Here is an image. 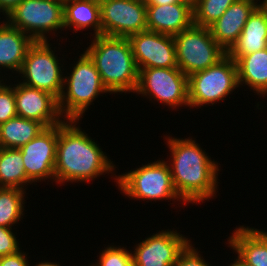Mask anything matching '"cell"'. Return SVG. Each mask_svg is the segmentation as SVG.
Here are the masks:
<instances>
[{"instance_id": "6da1fadb", "label": "cell", "mask_w": 267, "mask_h": 266, "mask_svg": "<svg viewBox=\"0 0 267 266\" xmlns=\"http://www.w3.org/2000/svg\"><path fill=\"white\" fill-rule=\"evenodd\" d=\"M77 123L79 120H64L58 124L55 183L60 186L65 182L85 183L116 172L106 152Z\"/></svg>"}, {"instance_id": "7a4b0ae2", "label": "cell", "mask_w": 267, "mask_h": 266, "mask_svg": "<svg viewBox=\"0 0 267 266\" xmlns=\"http://www.w3.org/2000/svg\"><path fill=\"white\" fill-rule=\"evenodd\" d=\"M171 136V137H170ZM171 152L169 168L178 196L187 204L204 203L218 192V162L212 161L196 140L164 137Z\"/></svg>"}, {"instance_id": "3957f363", "label": "cell", "mask_w": 267, "mask_h": 266, "mask_svg": "<svg viewBox=\"0 0 267 266\" xmlns=\"http://www.w3.org/2000/svg\"><path fill=\"white\" fill-rule=\"evenodd\" d=\"M85 52L94 61L104 87L110 94L135 92L137 68L128 37L98 35Z\"/></svg>"}, {"instance_id": "277c9868", "label": "cell", "mask_w": 267, "mask_h": 266, "mask_svg": "<svg viewBox=\"0 0 267 266\" xmlns=\"http://www.w3.org/2000/svg\"><path fill=\"white\" fill-rule=\"evenodd\" d=\"M72 65L71 73L63 80V90L58 99L59 110L65 120H81L85 111L101 94H108L102 84L94 61L83 51Z\"/></svg>"}, {"instance_id": "5b68a950", "label": "cell", "mask_w": 267, "mask_h": 266, "mask_svg": "<svg viewBox=\"0 0 267 266\" xmlns=\"http://www.w3.org/2000/svg\"><path fill=\"white\" fill-rule=\"evenodd\" d=\"M118 189L132 200H176L186 203L178 196L172 181L167 161L155 160L145 165L116 175Z\"/></svg>"}, {"instance_id": "8992f818", "label": "cell", "mask_w": 267, "mask_h": 266, "mask_svg": "<svg viewBox=\"0 0 267 266\" xmlns=\"http://www.w3.org/2000/svg\"><path fill=\"white\" fill-rule=\"evenodd\" d=\"M238 87L236 62L227 54L215 65L188 76L189 108L227 100Z\"/></svg>"}, {"instance_id": "52a82bcc", "label": "cell", "mask_w": 267, "mask_h": 266, "mask_svg": "<svg viewBox=\"0 0 267 266\" xmlns=\"http://www.w3.org/2000/svg\"><path fill=\"white\" fill-rule=\"evenodd\" d=\"M63 1L22 0L4 19L34 41H48V33L65 30Z\"/></svg>"}, {"instance_id": "ba28073f", "label": "cell", "mask_w": 267, "mask_h": 266, "mask_svg": "<svg viewBox=\"0 0 267 266\" xmlns=\"http://www.w3.org/2000/svg\"><path fill=\"white\" fill-rule=\"evenodd\" d=\"M173 38L178 68L186 76L215 65L227 55L207 27L193 24Z\"/></svg>"}, {"instance_id": "9c48e42d", "label": "cell", "mask_w": 267, "mask_h": 266, "mask_svg": "<svg viewBox=\"0 0 267 266\" xmlns=\"http://www.w3.org/2000/svg\"><path fill=\"white\" fill-rule=\"evenodd\" d=\"M50 41H35L28 49L18 75L20 83L50 93L57 99L63 90L64 66L60 63L56 48ZM62 68V70H61ZM22 74V75H21Z\"/></svg>"}, {"instance_id": "30bf717a", "label": "cell", "mask_w": 267, "mask_h": 266, "mask_svg": "<svg viewBox=\"0 0 267 266\" xmlns=\"http://www.w3.org/2000/svg\"><path fill=\"white\" fill-rule=\"evenodd\" d=\"M175 110L188 103V76L178 67L139 69L135 92Z\"/></svg>"}, {"instance_id": "8fae6325", "label": "cell", "mask_w": 267, "mask_h": 266, "mask_svg": "<svg viewBox=\"0 0 267 266\" xmlns=\"http://www.w3.org/2000/svg\"><path fill=\"white\" fill-rule=\"evenodd\" d=\"M102 35L129 37L147 30L146 2L108 0L100 4Z\"/></svg>"}, {"instance_id": "7c38bea8", "label": "cell", "mask_w": 267, "mask_h": 266, "mask_svg": "<svg viewBox=\"0 0 267 266\" xmlns=\"http://www.w3.org/2000/svg\"><path fill=\"white\" fill-rule=\"evenodd\" d=\"M174 230L158 231L136 244L132 252L133 263L136 266H173L191 243L185 235Z\"/></svg>"}, {"instance_id": "4fadbf2b", "label": "cell", "mask_w": 267, "mask_h": 266, "mask_svg": "<svg viewBox=\"0 0 267 266\" xmlns=\"http://www.w3.org/2000/svg\"><path fill=\"white\" fill-rule=\"evenodd\" d=\"M57 141L58 124L46 127L35 138L19 148L27 179L31 183L48 179L55 182Z\"/></svg>"}, {"instance_id": "5bb4252c", "label": "cell", "mask_w": 267, "mask_h": 266, "mask_svg": "<svg viewBox=\"0 0 267 266\" xmlns=\"http://www.w3.org/2000/svg\"><path fill=\"white\" fill-rule=\"evenodd\" d=\"M128 39L138 70L178 67L173 36L146 30L132 34Z\"/></svg>"}, {"instance_id": "9a60e30c", "label": "cell", "mask_w": 267, "mask_h": 266, "mask_svg": "<svg viewBox=\"0 0 267 266\" xmlns=\"http://www.w3.org/2000/svg\"><path fill=\"white\" fill-rule=\"evenodd\" d=\"M15 84V105L17 116L36 120L45 127L62 123L58 99L48 92L20 83Z\"/></svg>"}, {"instance_id": "2e32d148", "label": "cell", "mask_w": 267, "mask_h": 266, "mask_svg": "<svg viewBox=\"0 0 267 266\" xmlns=\"http://www.w3.org/2000/svg\"><path fill=\"white\" fill-rule=\"evenodd\" d=\"M194 4L146 5L147 30L175 36L193 24Z\"/></svg>"}, {"instance_id": "e0dca14e", "label": "cell", "mask_w": 267, "mask_h": 266, "mask_svg": "<svg viewBox=\"0 0 267 266\" xmlns=\"http://www.w3.org/2000/svg\"><path fill=\"white\" fill-rule=\"evenodd\" d=\"M260 3V0H236L208 27L212 37L226 52L237 42L248 17Z\"/></svg>"}, {"instance_id": "ac0fdd59", "label": "cell", "mask_w": 267, "mask_h": 266, "mask_svg": "<svg viewBox=\"0 0 267 266\" xmlns=\"http://www.w3.org/2000/svg\"><path fill=\"white\" fill-rule=\"evenodd\" d=\"M228 247L247 266H267V232L249 226L236 227L227 240Z\"/></svg>"}, {"instance_id": "d6986e66", "label": "cell", "mask_w": 267, "mask_h": 266, "mask_svg": "<svg viewBox=\"0 0 267 266\" xmlns=\"http://www.w3.org/2000/svg\"><path fill=\"white\" fill-rule=\"evenodd\" d=\"M35 41L24 32L11 26L5 19L0 22V70L19 73L29 47ZM3 68V69H1ZM0 71V73H2ZM14 71V72H13ZM4 76H0L2 79Z\"/></svg>"}, {"instance_id": "ffe728a7", "label": "cell", "mask_w": 267, "mask_h": 266, "mask_svg": "<svg viewBox=\"0 0 267 266\" xmlns=\"http://www.w3.org/2000/svg\"><path fill=\"white\" fill-rule=\"evenodd\" d=\"M267 48V9L260 3L248 17L237 42L227 52L231 58Z\"/></svg>"}, {"instance_id": "44dd1931", "label": "cell", "mask_w": 267, "mask_h": 266, "mask_svg": "<svg viewBox=\"0 0 267 266\" xmlns=\"http://www.w3.org/2000/svg\"><path fill=\"white\" fill-rule=\"evenodd\" d=\"M63 14L64 29H73V33H77L78 30L92 28V37L102 35L99 3L92 0H64Z\"/></svg>"}, {"instance_id": "7402d4cb", "label": "cell", "mask_w": 267, "mask_h": 266, "mask_svg": "<svg viewBox=\"0 0 267 266\" xmlns=\"http://www.w3.org/2000/svg\"><path fill=\"white\" fill-rule=\"evenodd\" d=\"M236 62L238 83L247 85L259 95H267V48L244 55L241 58H232Z\"/></svg>"}, {"instance_id": "603a6c76", "label": "cell", "mask_w": 267, "mask_h": 266, "mask_svg": "<svg viewBox=\"0 0 267 266\" xmlns=\"http://www.w3.org/2000/svg\"><path fill=\"white\" fill-rule=\"evenodd\" d=\"M45 128L39 121L15 116L0 125V147L19 149Z\"/></svg>"}, {"instance_id": "cb8c5ba5", "label": "cell", "mask_w": 267, "mask_h": 266, "mask_svg": "<svg viewBox=\"0 0 267 266\" xmlns=\"http://www.w3.org/2000/svg\"><path fill=\"white\" fill-rule=\"evenodd\" d=\"M29 184L21 151L0 147V187L26 190Z\"/></svg>"}, {"instance_id": "d4e9b609", "label": "cell", "mask_w": 267, "mask_h": 266, "mask_svg": "<svg viewBox=\"0 0 267 266\" xmlns=\"http://www.w3.org/2000/svg\"><path fill=\"white\" fill-rule=\"evenodd\" d=\"M26 191L0 187V226L12 228L23 219Z\"/></svg>"}, {"instance_id": "484cf974", "label": "cell", "mask_w": 267, "mask_h": 266, "mask_svg": "<svg viewBox=\"0 0 267 266\" xmlns=\"http://www.w3.org/2000/svg\"><path fill=\"white\" fill-rule=\"evenodd\" d=\"M235 1L236 0H195L193 6L194 25L208 28L217 21Z\"/></svg>"}, {"instance_id": "4316f807", "label": "cell", "mask_w": 267, "mask_h": 266, "mask_svg": "<svg viewBox=\"0 0 267 266\" xmlns=\"http://www.w3.org/2000/svg\"><path fill=\"white\" fill-rule=\"evenodd\" d=\"M104 248L94 266H130L133 263L132 250L114 244Z\"/></svg>"}, {"instance_id": "83f0119b", "label": "cell", "mask_w": 267, "mask_h": 266, "mask_svg": "<svg viewBox=\"0 0 267 266\" xmlns=\"http://www.w3.org/2000/svg\"><path fill=\"white\" fill-rule=\"evenodd\" d=\"M8 84L4 82V79H0V125L17 116L15 83Z\"/></svg>"}, {"instance_id": "f1b7e54d", "label": "cell", "mask_w": 267, "mask_h": 266, "mask_svg": "<svg viewBox=\"0 0 267 266\" xmlns=\"http://www.w3.org/2000/svg\"><path fill=\"white\" fill-rule=\"evenodd\" d=\"M21 247L12 228L0 226V257L18 252Z\"/></svg>"}, {"instance_id": "f546056e", "label": "cell", "mask_w": 267, "mask_h": 266, "mask_svg": "<svg viewBox=\"0 0 267 266\" xmlns=\"http://www.w3.org/2000/svg\"><path fill=\"white\" fill-rule=\"evenodd\" d=\"M198 248L195 249L192 242L180 254L178 260L173 266H211L205 261L202 254H199Z\"/></svg>"}, {"instance_id": "4dcf8cb0", "label": "cell", "mask_w": 267, "mask_h": 266, "mask_svg": "<svg viewBox=\"0 0 267 266\" xmlns=\"http://www.w3.org/2000/svg\"><path fill=\"white\" fill-rule=\"evenodd\" d=\"M26 252L19 250L14 254L0 257V266H28L29 260L27 259Z\"/></svg>"}, {"instance_id": "1f68e13d", "label": "cell", "mask_w": 267, "mask_h": 266, "mask_svg": "<svg viewBox=\"0 0 267 266\" xmlns=\"http://www.w3.org/2000/svg\"><path fill=\"white\" fill-rule=\"evenodd\" d=\"M22 0H0V14L4 17L15 8Z\"/></svg>"}, {"instance_id": "d6a6232c", "label": "cell", "mask_w": 267, "mask_h": 266, "mask_svg": "<svg viewBox=\"0 0 267 266\" xmlns=\"http://www.w3.org/2000/svg\"><path fill=\"white\" fill-rule=\"evenodd\" d=\"M185 3V4H194L195 0H148L146 5H165L172 3Z\"/></svg>"}, {"instance_id": "836d02e7", "label": "cell", "mask_w": 267, "mask_h": 266, "mask_svg": "<svg viewBox=\"0 0 267 266\" xmlns=\"http://www.w3.org/2000/svg\"><path fill=\"white\" fill-rule=\"evenodd\" d=\"M29 265H30V264H28V266H29ZM34 266H61V265L59 264V262H58V263H57V262H56V263H55V262L53 263V262H51V261H50V262H48V261H47V262H46V261H45V262H44V261L42 262V261H41V263H38V264H36V265H34Z\"/></svg>"}, {"instance_id": "e575fe53", "label": "cell", "mask_w": 267, "mask_h": 266, "mask_svg": "<svg viewBox=\"0 0 267 266\" xmlns=\"http://www.w3.org/2000/svg\"><path fill=\"white\" fill-rule=\"evenodd\" d=\"M229 266H247V265L238 257H236V259H234V262L231 263Z\"/></svg>"}, {"instance_id": "d590c367", "label": "cell", "mask_w": 267, "mask_h": 266, "mask_svg": "<svg viewBox=\"0 0 267 266\" xmlns=\"http://www.w3.org/2000/svg\"><path fill=\"white\" fill-rule=\"evenodd\" d=\"M92 1H94V2H97V3L101 4L102 2H105V1H108V0H92Z\"/></svg>"}, {"instance_id": "8d00e7d4", "label": "cell", "mask_w": 267, "mask_h": 266, "mask_svg": "<svg viewBox=\"0 0 267 266\" xmlns=\"http://www.w3.org/2000/svg\"><path fill=\"white\" fill-rule=\"evenodd\" d=\"M265 7H266V9H267V4L265 3V2H261Z\"/></svg>"}]
</instances>
